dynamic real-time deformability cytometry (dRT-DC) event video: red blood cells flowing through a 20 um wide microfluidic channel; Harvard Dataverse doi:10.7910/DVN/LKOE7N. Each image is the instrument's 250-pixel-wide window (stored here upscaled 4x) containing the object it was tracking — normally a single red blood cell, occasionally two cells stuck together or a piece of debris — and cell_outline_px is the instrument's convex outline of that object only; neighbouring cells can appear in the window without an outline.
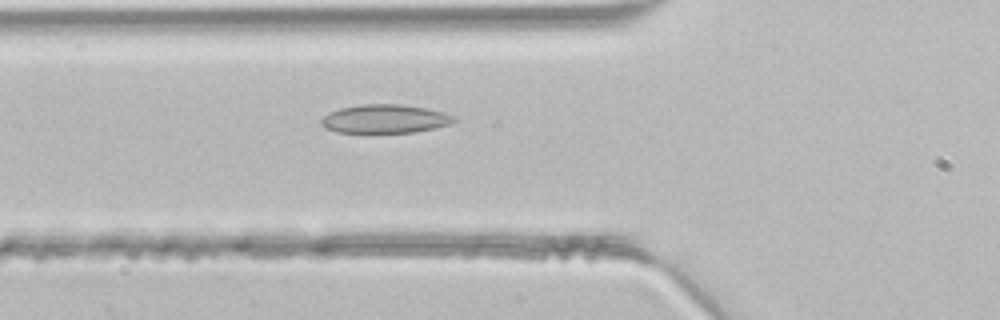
{"species": "common noctule bat (a hibernating species)", "species_latin": "Nyctalus noctula", "temperature_condition": "room temperature", "stored_images_in_passage": 44, "segment_of_instrument_passage": [1, 2], "camera_frame_rate_fps": 3000, "um_per_image_px": 0.085, "animal": {"sex": "male", "body_mass_g": 21.5, "forearm_length_mm": 52.0}, "frame": {"image": 1, "passage_image": 15, "time_ms": 4.667, "image_size_px": [1000, 320], "cell_outline_px": [[456, 120], [448, 124], [436, 128], [412, 132], [336, 132], [324, 128], [320, 124], [320, 120], [328, 112], [340, 108], [360, 104], [400, 104], [428, 108], [444, 112], [456, 116]], "centroid_in_image_um": [32.7, 10.09], "position_along_channel_um": 93.1, "area_um2": 22.25}}
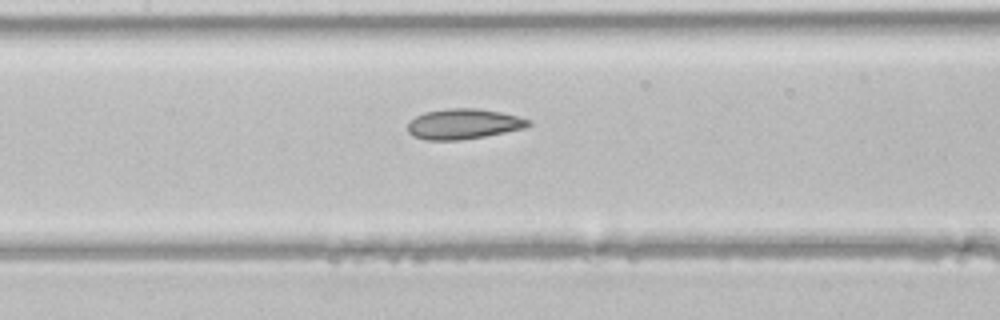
{"frame": {"image": 2, "passage_image": 20, "time_ms": 6.333, "image_size_px": [1000, 320], "cell_outline_px": [[532, 124], [524, 128], [484, 136], [460, 140], [424, 140], [412, 136], [408, 132], [408, 124], [416, 116], [424, 112], [448, 108], [480, 108], [500, 112], [532, 120]], "centroid_in_image_um": [39.39, 10.53], "position_along_channel_um": 168.0, "area_um2": 21.33}}
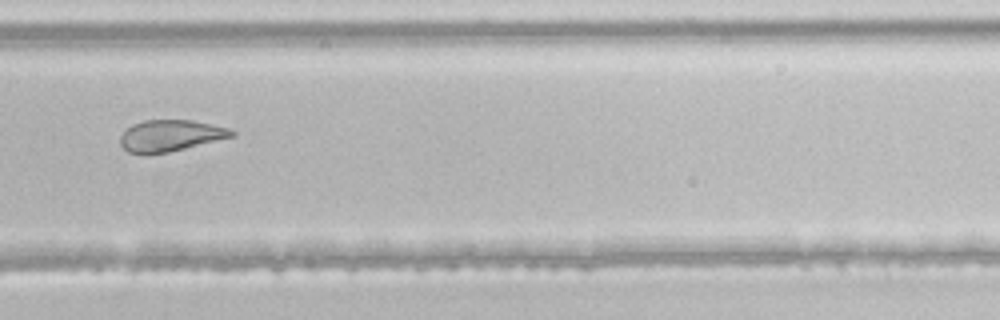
{"frame": {"image": 3, "passage_image": 30, "time_ms": 9.667, "image_size_px": [1000, 320], "cell_outline_px": [[236, 136], [168, 152], [128, 152], [120, 144], [120, 136], [132, 124], [144, 120], [192, 120], [228, 128], [236, 132]], "centroid_in_image_um": [14.52, 11.5], "position_along_channel_um": 315.3, "area_um2": 20.0}}